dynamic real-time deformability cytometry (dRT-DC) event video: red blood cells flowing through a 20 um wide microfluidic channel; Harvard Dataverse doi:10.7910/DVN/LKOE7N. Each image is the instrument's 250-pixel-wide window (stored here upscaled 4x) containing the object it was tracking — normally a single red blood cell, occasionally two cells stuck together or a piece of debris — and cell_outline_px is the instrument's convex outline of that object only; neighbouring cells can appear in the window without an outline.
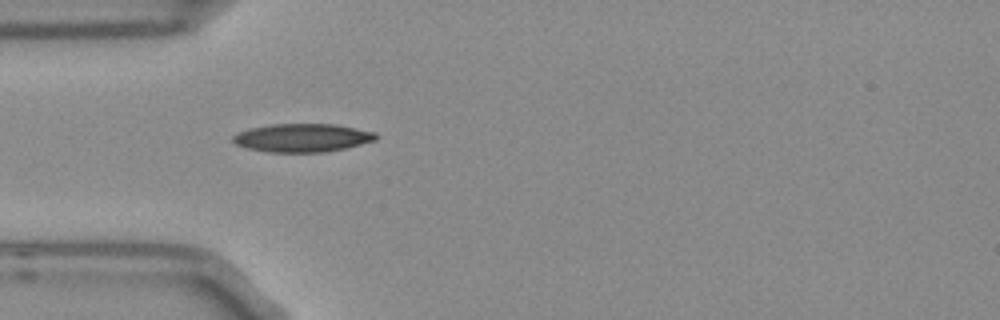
{"species": "Egyptian fruit bat (a non-hibernating species)", "species_latin": "Rousettus aegyptiacus", "temperature_condition": "room temperature", "stored_images_in_passage": 39, "camera_frame_rate_fps": 3000, "um_per_image_px": 0.085, "frame": {"image": 1, "passage_image": 1, "time_ms": 0.0, "image_size_px": [1000, 320], "cell_outline_px": [[376, 140], [344, 148], [324, 152], [268, 152], [248, 148], [236, 144], [232, 140], [232, 136], [240, 132], [252, 128], [272, 124], [336, 124], [376, 132]], "centroid_in_image_um": [25.71, 11.71], "position_along_channel_um": 59.3, "area_um2": 23.35}}
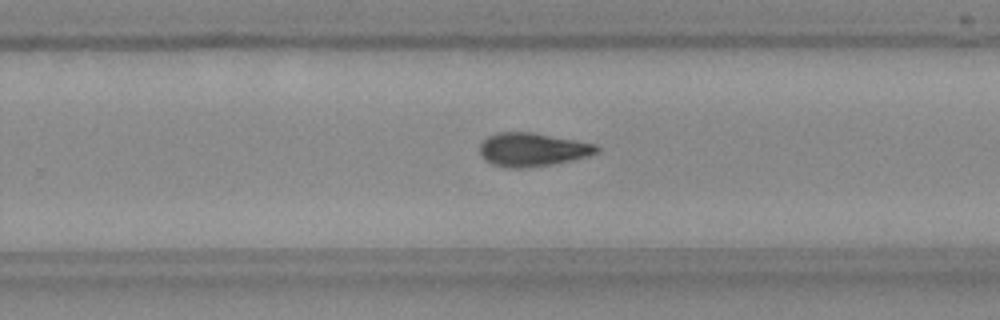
{"frame": {"image": 2, "passage_image": 19, "time_ms": 6.0, "image_size_px": [1000, 320], "cell_outline_px": [[600, 148], [596, 152], [588, 156], [572, 160], [548, 164], [520, 168], [508, 168], [492, 164], [480, 152], [480, 144], [488, 136], [496, 132], [532, 132], [596, 144]], "centroid_in_image_um": [45.25, 12.7], "position_along_channel_um": 284.5, "area_um2": 22.43}}
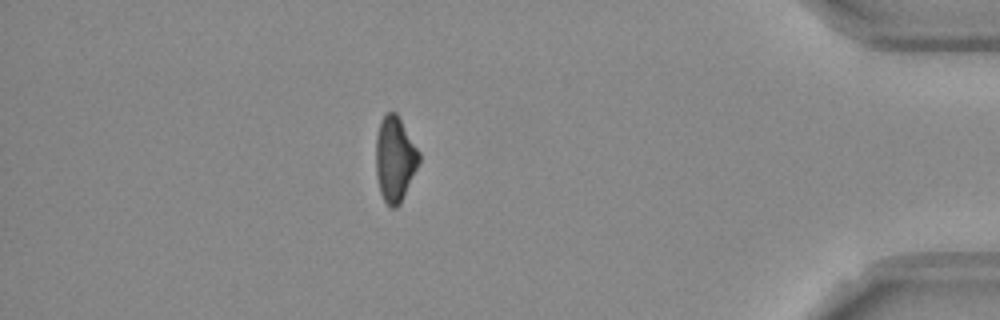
{"frame": {"image": 3, "passage_image": 32, "time_ms": 10.333, "image_size_px": [1000, 320], "cell_outline_px": [[420, 160], [400, 204], [396, 208], [392, 208], [384, 200], [380, 192], [376, 176], [376, 136], [380, 124], [384, 116], [388, 112], [396, 112], [420, 152]], "centroid_in_image_um": [33.56, 13.52], "position_along_channel_um": 401.6, "area_um2": 21.15}, "authors_computed_cell_mechanics": {"area_um2": 22.3108, "velocity_mm_per_s": 3.7682, "shape_relaxation_time_tau1_ms": 6.01, "shape_relaxation_time_tau2_ms": null, "deformation_change_tau1": 0.1563, "deformation_change_tau2": null}}